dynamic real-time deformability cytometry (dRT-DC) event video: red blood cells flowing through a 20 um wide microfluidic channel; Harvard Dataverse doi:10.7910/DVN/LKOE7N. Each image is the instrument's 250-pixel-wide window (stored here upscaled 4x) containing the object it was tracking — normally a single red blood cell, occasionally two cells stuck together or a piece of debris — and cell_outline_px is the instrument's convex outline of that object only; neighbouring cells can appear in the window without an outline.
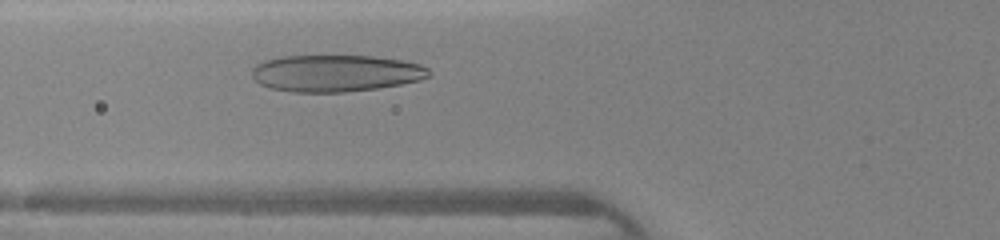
{"species": "human", "species_latin": "Homo sapiens", "temperature_condition": "warm", "stored_images_in_passage": 27, "camera_frame_rate_fps": 3000, "um_per_image_px": 0.085, "donor": {"sex": "female"}, "frame": {"image": 1, "passage_image": 7, "time_ms": 2.0, "image_size_px": [1000, 240], "cell_outline_px": [[432, 76], [420, 80], [380, 88], [344, 92], [292, 92], [272, 88], [260, 84], [252, 76], [252, 68], [256, 64], [264, 60], [284, 56], [372, 56], [404, 60], [420, 64], [428, 68], [432, 72]], "centroid_in_image_um": [28.58, 6.22], "position_along_channel_um": 97.2, "area_um2": 38.21}}
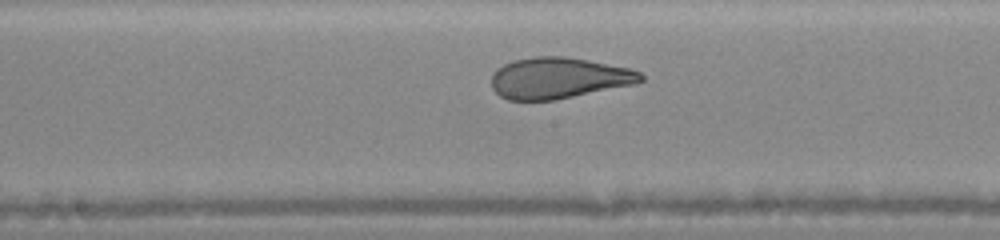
{"frame": {"image": 2, "passage_image": 14, "time_ms": 4.333, "image_size_px": [1000, 240], "cell_outline_px": [[644, 80], [636, 84], [552, 100], [508, 100], [500, 96], [492, 88], [492, 72], [496, 68], [512, 60], [532, 56], [564, 56], [588, 60], [628, 68], [640, 72], [644, 76]], "centroid_in_image_um": [47.46, 6.62], "position_along_channel_um": 200.7, "area_um2": 35.84}}
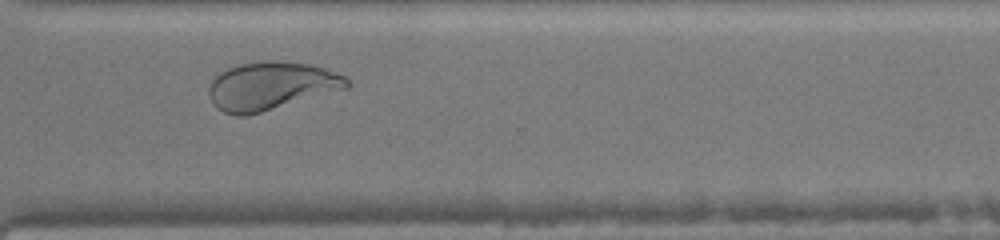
{"frame": {"image": 3, "passage_image": 24, "time_ms": 7.667, "image_size_px": [1000, 240], "cell_outline_px": [[352, 84], [348, 88], [260, 112], [244, 116], [236, 116], [224, 112], [216, 108], [212, 104], [208, 96], [208, 88], [212, 80], [220, 72], [228, 68], [240, 64], [264, 60], [272, 60], [308, 64], [324, 68], [344, 76]], "centroid_in_image_um": [23.0, 7.3], "position_along_channel_um": 347.6, "area_um2": 38.55}}